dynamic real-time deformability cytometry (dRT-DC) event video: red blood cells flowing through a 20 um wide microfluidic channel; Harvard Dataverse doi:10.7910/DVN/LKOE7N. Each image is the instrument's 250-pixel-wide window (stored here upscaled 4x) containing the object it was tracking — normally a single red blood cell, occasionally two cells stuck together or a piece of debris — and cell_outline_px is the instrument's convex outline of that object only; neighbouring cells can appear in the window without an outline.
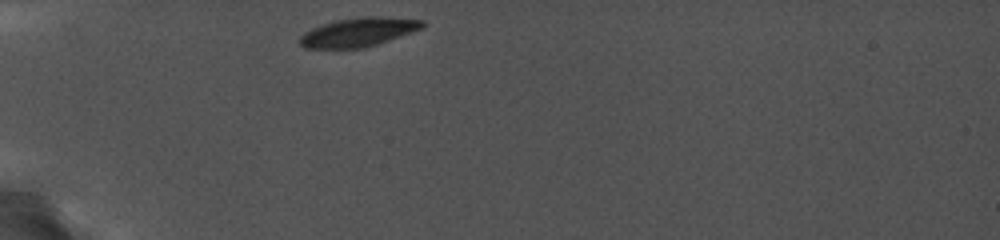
{"species": "common noctule bat (a hibernating species)", "species_latin": "Nyctalus noctula", "temperature_condition": "cold", "stored_images_in_passage": 34, "camera_frame_rate_fps": 5000, "um_per_image_px": 0.085, "animal": {"sex": "female", "body_mass_g": 19.0, "forearm_length_mm": 56.7}, "frame": {"image": 1, "passage_image": 1, "time_ms": 0.0, "image_size_px": [1000, 240], "cell_outline_px": [[428, 24], [424, 28], [364, 48], [304, 48], [300, 44], [300, 36], [304, 32], [312, 28], [336, 20], [364, 16], [384, 16], [424, 20]], "centroid_in_image_um": [30.52, 2.72], "position_along_channel_um": 54.5, "area_um2": 20.69}}
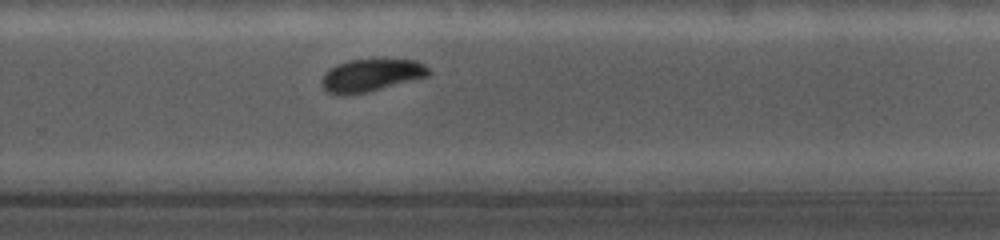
{"frame": {"image": 2, "passage_image": 22, "time_ms": 7.2, "image_size_px": [1000, 240], "cell_outline_px": [[432, 72], [428, 76], [364, 92], [328, 92], [320, 84], [320, 80], [324, 72], [336, 64], [348, 60], [416, 60], [424, 64]], "centroid_in_image_um": [31.55, 6.35], "position_along_channel_um": 298.3, "area_um2": 19.54}}
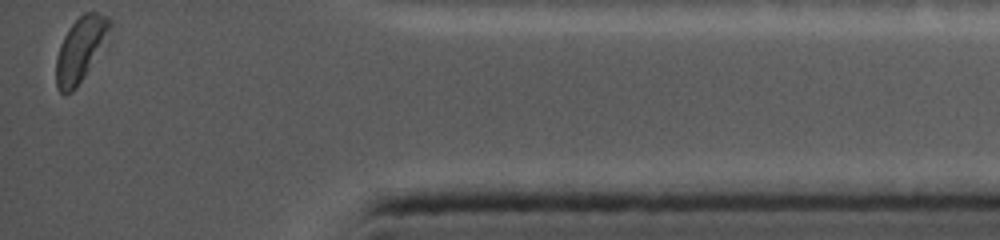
{"frame": {"image": 3, "passage_image": 34, "time_ms": 11.2, "image_size_px": [1000, 240], "cell_outline_px": [[112, 24], [108, 32], [84, 76], [72, 92], [64, 96], [60, 92], [56, 84], [56, 56], [60, 44], [68, 28], [84, 12], [96, 12], [104, 16]], "centroid_in_image_um": [6.76, 4.22], "position_along_channel_um": 428.4, "area_um2": 19.31}, "authors_computed_cell_mechanics": {"area_um2": 21.2415, "velocity_mm_per_s": 3.7087, "shape_relaxation_time_tau1_ms": null, "shape_relaxation_time_tau2_ms": 3.2207, "deformation_change_tau1": null, "deformation_change_tau2": 0.0504}}